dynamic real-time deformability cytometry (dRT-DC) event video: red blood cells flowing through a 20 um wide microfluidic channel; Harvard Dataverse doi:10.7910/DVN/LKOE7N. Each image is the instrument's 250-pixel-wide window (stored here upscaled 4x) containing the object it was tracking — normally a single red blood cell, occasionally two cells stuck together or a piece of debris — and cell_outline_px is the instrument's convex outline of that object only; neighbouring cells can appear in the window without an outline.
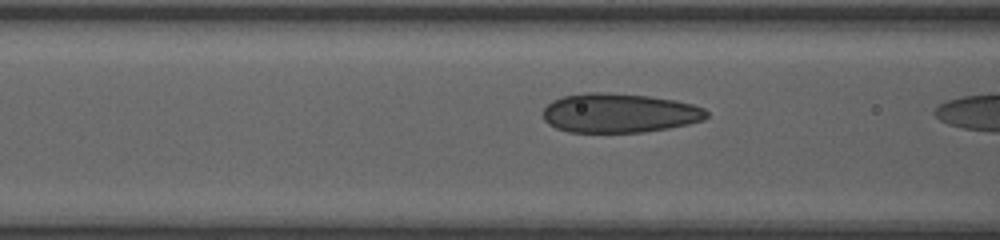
{"species": "human", "species_latin": "Homo sapiens", "temperature_condition": "room temperature", "stored_images_in_passage": 19, "camera_frame_rate_fps": 3000, "um_per_image_px": 0.085, "donor": {"sex": "female"}, "frame": {"image": 1, "passage_image": 18, "time_ms": 5.667, "image_size_px": [1000, 240], "cell_outline_px": [[708, 116], [704, 120], [688, 124], [668, 128], [644, 132], [568, 132], [556, 128], [548, 124], [544, 120], [544, 108], [552, 100], [564, 96], [588, 92], [608, 92], [648, 96], [676, 100], [692, 104], [704, 108], [708, 112]], "centroid_in_image_um": [52.64, 9.61], "position_along_channel_um": 114.0, "area_um2": 37.57}}